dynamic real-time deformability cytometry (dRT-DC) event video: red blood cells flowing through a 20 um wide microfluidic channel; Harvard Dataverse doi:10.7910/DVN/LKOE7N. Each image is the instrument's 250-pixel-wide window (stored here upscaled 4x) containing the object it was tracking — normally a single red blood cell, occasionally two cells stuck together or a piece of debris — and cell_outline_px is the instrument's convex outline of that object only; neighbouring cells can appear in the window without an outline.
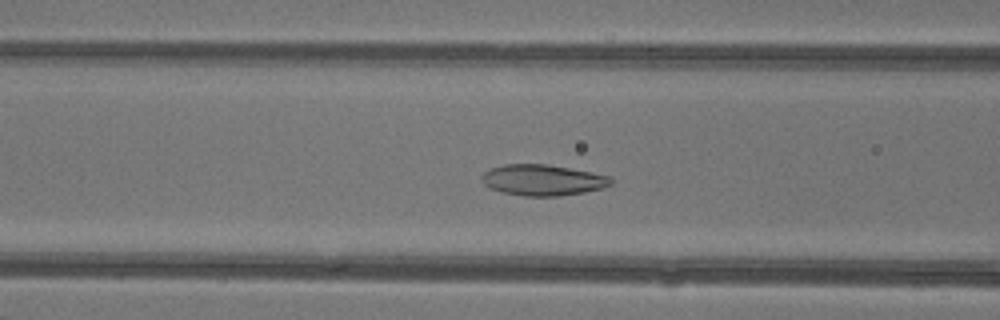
{"species": "common noctule bat (a hibernating species)", "species_latin": "Nyctalus noctula", "temperature_condition": "warm", "stored_images_in_passage": 39, "camera_frame_rate_fps": 3000, "um_per_image_px": 0.085, "animal": {"sex": "female"}, "frame": {"image": 1, "passage_image": 17, "time_ms": 5.333, "image_size_px": [1000, 320], "cell_outline_px": [[612, 184], [604, 188], [584, 192], [560, 196], [524, 196], [500, 192], [488, 188], [480, 180], [480, 176], [484, 172], [492, 168], [504, 164], [544, 164], [568, 168], [612, 176]], "centroid_in_image_um": [46.11, 15.31], "position_along_channel_um": 120.5, "area_um2": 23.47}}
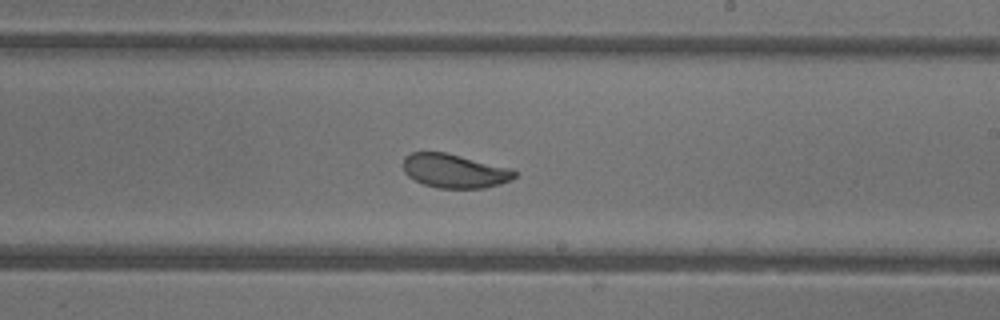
{"frame": {"image": 2, "passage_image": 26, "time_ms": 8.333, "image_size_px": [1000, 320], "cell_outline_px": [[516, 176], [512, 180], [500, 184], [484, 188], [440, 188], [424, 184], [408, 176], [404, 172], [404, 156], [412, 152], [444, 152], [512, 168], [516, 172]], "centroid_in_image_um": [38.66, 14.53], "position_along_channel_um": 250.3, "area_um2": 21.96}}
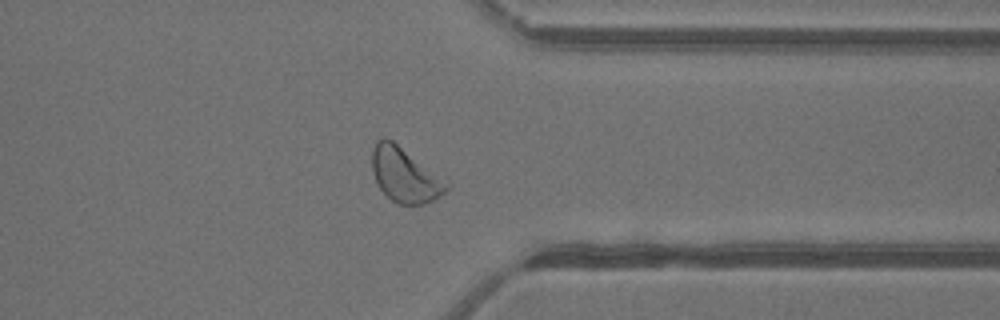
{"frame": {"image": 3, "passage_image": 35, "time_ms": 11.333, "image_size_px": [1000, 320], "cell_outline_px": [[448, 188], [444, 192], [432, 200], [424, 204], [400, 204], [392, 200], [380, 188], [372, 172], [372, 148], [376, 140], [384, 136], [392, 140]], "centroid_in_image_um": [34.25, 14.87], "position_along_channel_um": 377.2, "area_um2": 21.96}, "authors_computed_cell_mechanics": {"area_um2": 23.4668, "velocity_mm_per_s": 4.3398, "shape_relaxation_time_tau1_ms": 3.4718, "shape_relaxation_time_tau2_ms": 1.733, "deformation_change_tau1": 0.1275, "deformation_change_tau2": 0.0703}}